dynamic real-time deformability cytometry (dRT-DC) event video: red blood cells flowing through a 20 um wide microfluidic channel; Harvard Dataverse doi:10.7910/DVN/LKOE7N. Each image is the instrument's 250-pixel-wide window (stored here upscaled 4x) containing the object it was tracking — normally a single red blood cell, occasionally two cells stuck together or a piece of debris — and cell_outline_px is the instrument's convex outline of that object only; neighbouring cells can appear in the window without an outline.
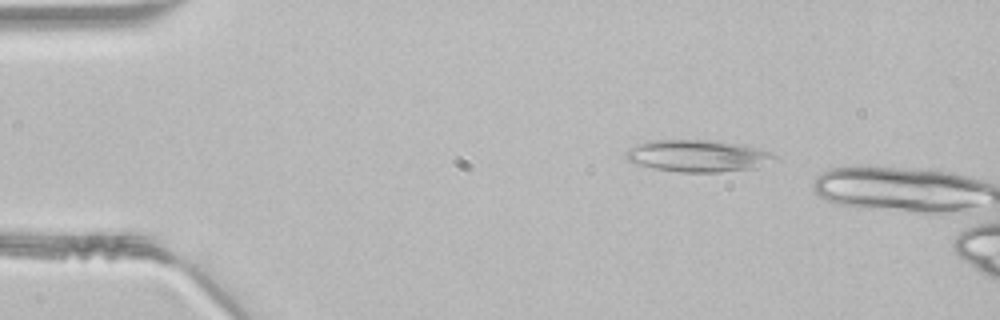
{"species": "common noctule bat (a hibernating species)", "species_latin": "Nyctalus noctula", "temperature_condition": "room temperature", "stored_images_in_passage": 13, "camera_frame_rate_fps": 3000, "um_per_image_px": 0.085, "animal": {"sex": "male", "body_mass_g": 21.5, "forearm_length_mm": 52.0}, "frame": {"image": 1, "passage_image": 6, "time_ms": 1.667, "image_size_px": [1000, 320], "cell_outline_px": [[780, 160], [752, 168], [720, 172], [680, 172], [656, 168], [640, 164], [628, 160], [624, 156], [628, 148], [636, 144], [652, 140], [708, 140], [744, 144], [772, 152]], "centroid_in_image_um": [59.37, 13.24], "position_along_channel_um": 25.6, "area_um2": 27.69}}